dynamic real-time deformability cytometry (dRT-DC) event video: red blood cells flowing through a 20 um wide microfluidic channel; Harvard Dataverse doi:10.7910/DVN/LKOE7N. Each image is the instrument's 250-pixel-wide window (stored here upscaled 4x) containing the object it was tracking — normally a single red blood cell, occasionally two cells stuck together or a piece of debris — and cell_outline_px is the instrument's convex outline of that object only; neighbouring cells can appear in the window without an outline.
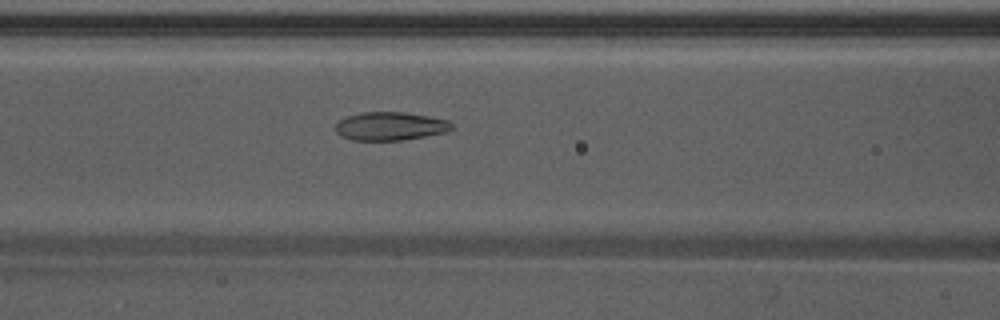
{"species": "Egyptian fruit bat (a non-hibernating species)", "species_latin": "Rousettus aegyptiacus", "temperature_condition": "warm", "stored_images_in_passage": 38, "camera_frame_rate_fps": 3000, "um_per_image_px": 0.085, "animal": {"sex": "male"}, "frame": {"image": 1, "passage_image": 7, "time_ms": 2.0, "image_size_px": [1000, 320], "cell_outline_px": [[452, 128], [448, 132], [400, 140], [352, 140], [340, 136], [336, 132], [336, 124], [340, 120], [348, 116], [360, 112], [404, 112], [428, 116], [448, 120], [452, 124]], "centroid_in_image_um": [33.16, 10.72], "position_along_channel_um": 133.4, "area_um2": 19.13}}
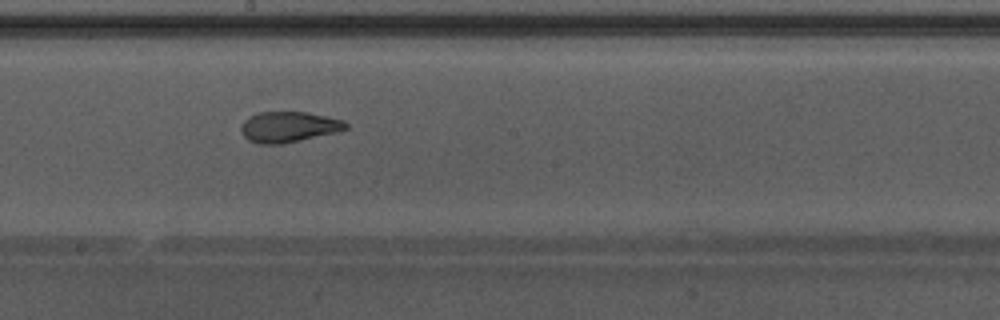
{"frame": {"image": 2, "passage_image": 14, "time_ms": 4.333, "image_size_px": [1000, 320], "cell_outline_px": [[348, 128], [336, 132], [280, 144], [256, 144], [248, 140], [240, 132], [240, 124], [248, 116], [260, 112], [308, 112], [328, 116], [344, 120], [348, 124]], "centroid_in_image_um": [24.5, 10.78], "position_along_channel_um": 223.7, "area_um2": 18.84}}
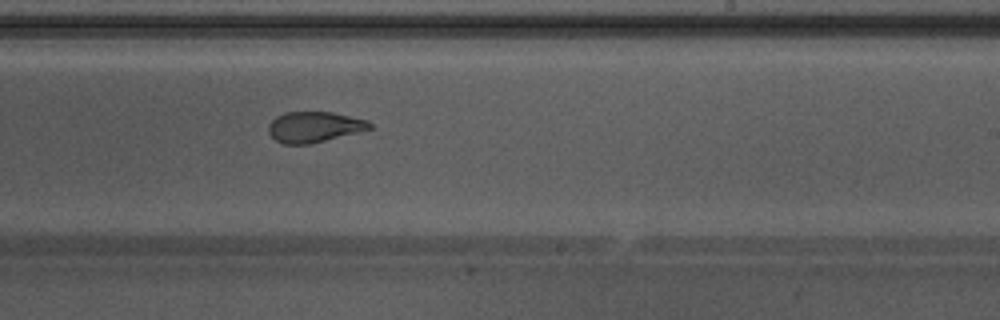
{"frame": {"image": 3, "passage_image": 17, "time_ms": 5.333, "image_size_px": [1000, 320], "cell_outline_px": [[372, 128], [308, 144], [284, 144], [276, 140], [268, 132], [268, 124], [276, 116], [284, 112], [332, 112], [368, 120], [372, 124]], "centroid_in_image_um": [26.67, 10.77], "position_along_channel_um": 262.3, "area_um2": 17.86}, "authors_computed_cell_mechanics": {"area_um2": 19.4497, "velocity_mm_per_s": 3.8716, "shape_relaxation_time_tau1_ms": 9.7886, "shape_relaxation_time_tau2_ms": 1.3806, "deformation_change_tau1": 0.2523, "deformation_change_tau2": 0.0829}}